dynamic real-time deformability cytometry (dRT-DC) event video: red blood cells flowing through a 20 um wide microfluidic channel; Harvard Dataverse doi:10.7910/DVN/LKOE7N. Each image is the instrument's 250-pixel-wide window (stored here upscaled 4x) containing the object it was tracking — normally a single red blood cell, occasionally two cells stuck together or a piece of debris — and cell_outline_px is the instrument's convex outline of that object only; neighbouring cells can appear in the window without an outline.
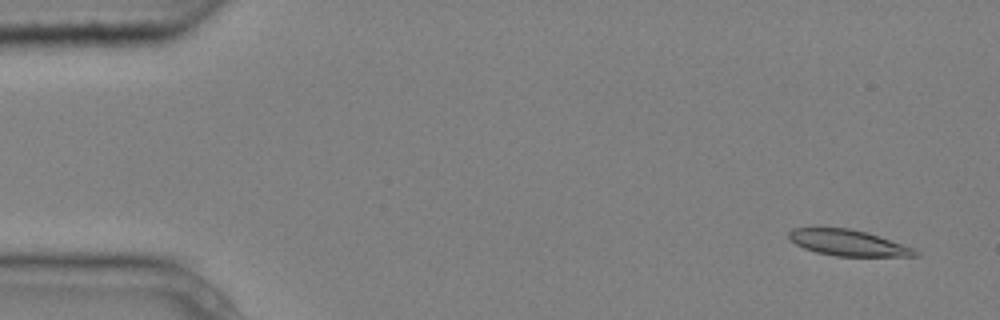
{"species": "common noctule bat (a hibernating species)", "species_latin": "Nyctalus noctula", "temperature_condition": "cold", "stored_images_in_passage": 5, "camera_frame_rate_fps": 3000, "um_per_image_px": 0.085, "animal": {"sex": "male", "body_mass_g": 20.4}, "frame": {"image": 1, "passage_image": 1, "time_ms": 0.0, "image_size_px": [1000, 320], "cell_outline_px": [[920, 256], [836, 256], [816, 252], [804, 248], [796, 244], [788, 236], [788, 232], [792, 228], [848, 228], [880, 236], [916, 248], [920, 252]], "centroid_in_image_um": [72.15, 20.65], "position_along_channel_um": 12.9, "area_um2": 19.13}}
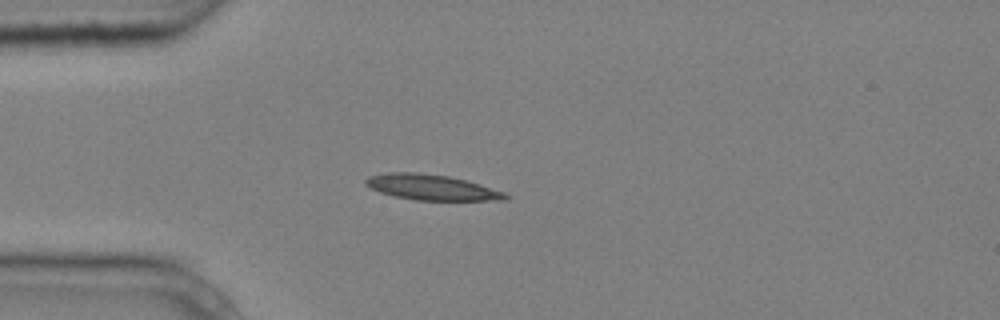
{"frame": {"image": 2, "passage_image": 4, "time_ms": 1.0, "image_size_px": [1000, 320], "cell_outline_px": [[512, 196], [508, 200], [416, 200], [392, 196], [380, 192], [364, 184], [364, 180], [368, 176], [388, 172], [416, 172], [448, 176], [480, 184], [504, 192]], "centroid_in_image_um": [36.68, 15.92], "position_along_channel_um": 48.3, "area_um2": 20.81}}